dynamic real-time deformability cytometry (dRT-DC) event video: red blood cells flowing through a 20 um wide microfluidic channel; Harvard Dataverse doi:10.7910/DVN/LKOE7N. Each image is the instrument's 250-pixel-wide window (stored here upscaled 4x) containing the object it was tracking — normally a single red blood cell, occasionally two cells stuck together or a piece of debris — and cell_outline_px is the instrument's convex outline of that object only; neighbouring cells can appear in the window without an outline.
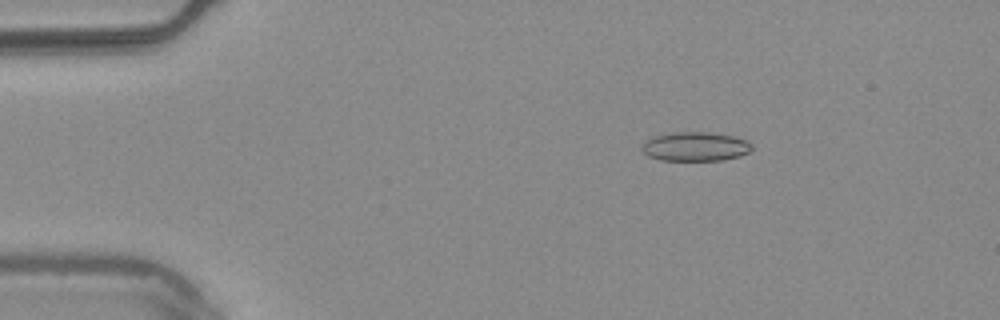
{"species": "common noctule bat (a hibernating species)", "species_latin": "Nyctalus noctula", "temperature_condition": "warm", "stored_images_in_passage": 54, "camera_frame_rate_fps": 3000, "um_per_image_px": 0.085, "animal": {"sex": "male", "body_mass_g": 20.4}, "frame": {"image": 1, "passage_image": 9, "time_ms": 2.667, "image_size_px": [1000, 320], "cell_outline_px": [[752, 148], [748, 152], [740, 156], [720, 160], [660, 160], [648, 156], [640, 148], [648, 140], [656, 136], [672, 132], [712, 132], [732, 136], [748, 140], [752, 144]], "centroid_in_image_um": [59.13, 12.45], "position_along_channel_um": 25.9, "area_um2": 18.55}}
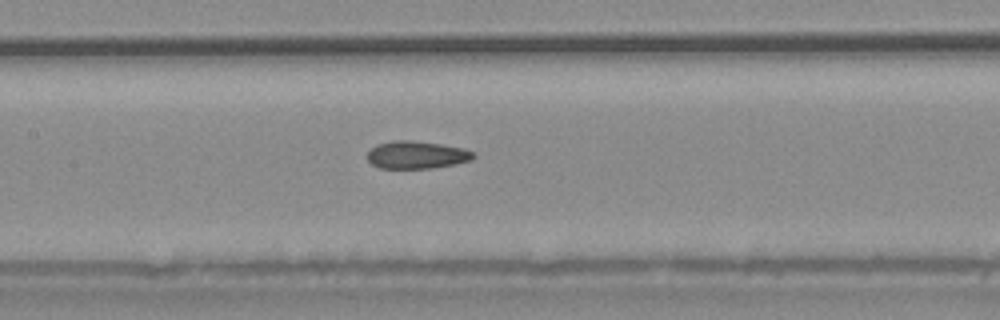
{"frame": {"image": 2, "passage_image": 26, "time_ms": 8.333, "image_size_px": [1000, 320], "cell_outline_px": [[476, 156], [472, 160], [456, 164], [432, 168], [380, 168], [372, 164], [368, 160], [368, 152], [372, 148], [380, 144], [392, 140], [412, 140], [440, 144], [464, 148], [476, 152]], "centroid_in_image_um": [35.47, 13.16], "position_along_channel_um": 171.9, "area_um2": 17.11}}
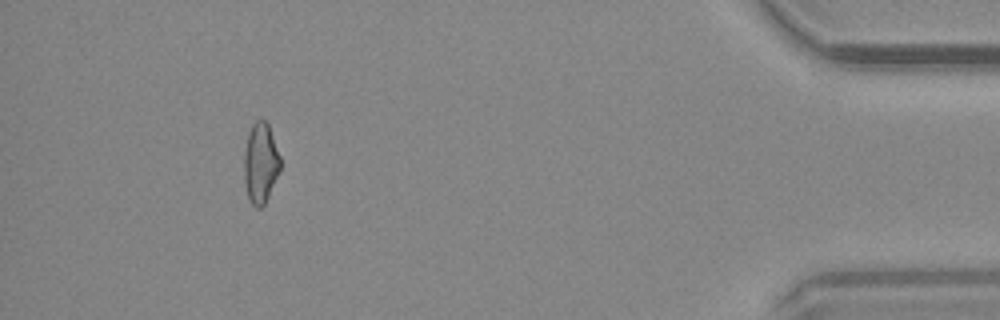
{"frame": {"image": 3, "passage_image": 50, "time_ms": 16.333, "image_size_px": [1000, 320], "cell_outline_px": [[280, 168], [268, 196], [264, 204], [260, 208], [256, 208], [252, 204], [248, 196], [244, 180], [244, 152], [248, 132], [252, 124], [256, 120], [264, 120], [268, 124], [280, 156]], "centroid_in_image_um": [22.13, 13.84], "position_along_channel_um": 413.1, "area_um2": 16.76}, "authors_computed_cell_mechanics": {"area_um2": 17.629, "velocity_mm_per_s": 3.7744, "shape_relaxation_time_tau1_ms": null, "shape_relaxation_time_tau2_ms": 3.1368, "deformation_change_tau1": null, "deformation_change_tau2": 0.0922}}